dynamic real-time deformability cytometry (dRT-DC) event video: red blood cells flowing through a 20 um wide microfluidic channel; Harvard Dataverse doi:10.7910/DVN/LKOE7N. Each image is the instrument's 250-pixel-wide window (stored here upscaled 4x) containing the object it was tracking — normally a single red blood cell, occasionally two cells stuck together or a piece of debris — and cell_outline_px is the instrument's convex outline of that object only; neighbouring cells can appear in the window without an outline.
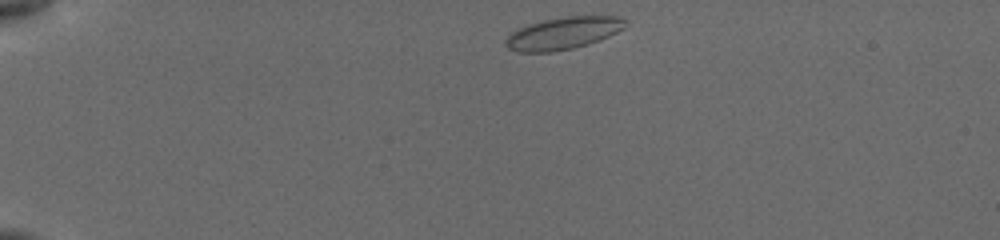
{"species": "common noctule bat (a hibernating species)", "species_latin": "Nyctalus noctula", "temperature_condition": "cold", "stored_images_in_passage": 20, "camera_frame_rate_fps": 3000, "um_per_image_px": 0.085, "animal": {"sex": "female", "body_mass_g": 19.5, "forearm_length_mm": 54.1}, "frame": {"image": 1, "passage_image": 1, "time_ms": 0.0, "image_size_px": [1000, 240], "cell_outline_px": [[628, 20], [624, 28], [608, 36], [588, 44], [572, 48], [552, 52], [516, 52], [508, 48], [504, 44], [504, 40], [512, 32], [528, 24], [544, 20], [568, 16], [616, 16]], "centroid_in_image_um": [47.85, 2.83], "position_along_channel_um": 37.1, "area_um2": 22.37}}
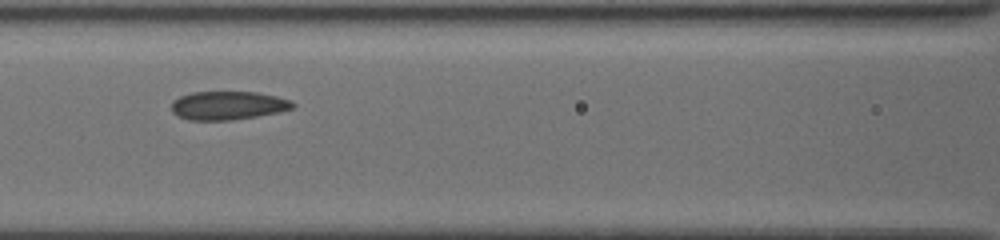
{"frame": {"image": 2, "passage_image": 11, "time_ms": 4.667, "image_size_px": [1000, 240], "cell_outline_px": [[296, 104], [292, 108], [276, 112], [256, 116], [232, 120], [188, 120], [172, 112], [172, 100], [180, 96], [192, 92], [256, 92], [276, 96], [292, 100]], "centroid_in_image_um": [19.36, 8.96], "position_along_channel_um": 147.2, "area_um2": 20.06}}
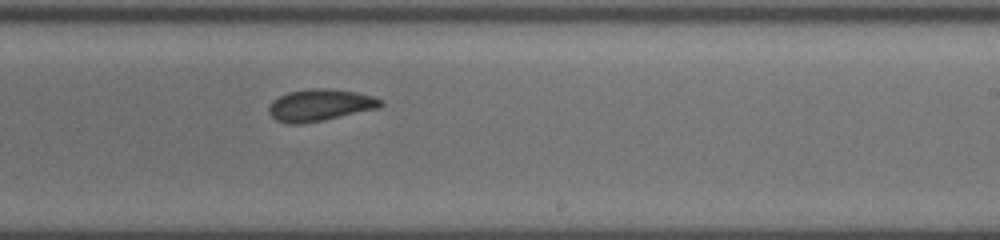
{"frame": {"image": 3, "passage_image": 18, "time_ms": 7.667, "image_size_px": [1000, 240], "cell_outline_px": [[384, 104], [376, 108], [320, 120], [296, 124], [288, 124], [276, 120], [268, 112], [268, 108], [272, 100], [288, 92], [312, 88], [328, 88], [356, 92], [372, 96], [384, 100]], "centroid_in_image_um": [27.17, 8.91], "position_along_channel_um": 261.8, "area_um2": 20.4}}